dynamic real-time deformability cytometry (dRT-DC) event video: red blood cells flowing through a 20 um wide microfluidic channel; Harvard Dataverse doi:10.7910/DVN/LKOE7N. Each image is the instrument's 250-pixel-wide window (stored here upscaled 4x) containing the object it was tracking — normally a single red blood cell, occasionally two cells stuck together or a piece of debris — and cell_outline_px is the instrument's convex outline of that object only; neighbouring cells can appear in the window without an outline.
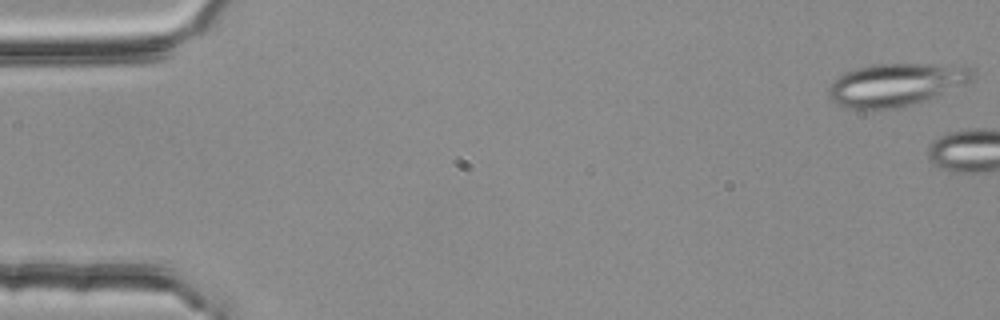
{"species": "common noctule bat (a hibernating species)", "species_latin": "Nyctalus noctula", "temperature_condition": "room temperature", "stored_images_in_passage": 6, "camera_frame_rate_fps": 3000, "um_per_image_px": 0.085, "animal": {"sex": "female", "body_mass_g": 25.1}, "frame": {"image": 1, "passage_image": 1, "time_ms": 0.0, "image_size_px": [1000, 320], "cell_outline_px": [[976, 76], [972, 80], [932, 100], [900, 108], [848, 108], [836, 104], [828, 96], [828, 88], [832, 80], [836, 76], [844, 72], [856, 68], [872, 64], [964, 64], [972, 68]], "centroid_in_image_um": [76.21, 7.18], "position_along_channel_um": 8.8, "area_um2": 36.76}}